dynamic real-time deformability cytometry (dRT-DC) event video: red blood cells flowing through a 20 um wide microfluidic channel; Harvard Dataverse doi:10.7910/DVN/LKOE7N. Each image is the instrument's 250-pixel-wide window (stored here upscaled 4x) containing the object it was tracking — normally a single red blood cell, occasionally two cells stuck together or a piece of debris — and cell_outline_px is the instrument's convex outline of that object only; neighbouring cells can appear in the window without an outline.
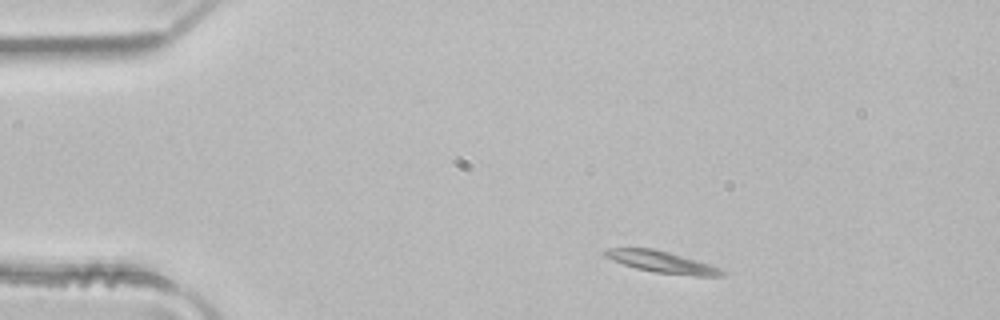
{"species": "common noctule bat (a hibernating species)", "species_latin": "Nyctalus noctula", "temperature_condition": "room temperature", "stored_images_in_passage": 3, "camera_frame_rate_fps": 3000, "um_per_image_px": 0.085, "animal": {"sex": "male", "body_mass_g": 21.5, "forearm_length_mm": 52.0}, "frame": {"image": 1, "passage_image": 1, "time_ms": 0.0, "image_size_px": [1000, 320], "cell_outline_px": [[724, 276], [696, 276], [656, 272], [636, 268], [612, 260], [604, 256], [604, 248], [652, 248], [668, 252], [708, 264], [720, 268], [724, 272]], "centroid_in_image_um": [56.22, 22.26], "position_along_channel_um": 28.8, "area_um2": 14.39}}
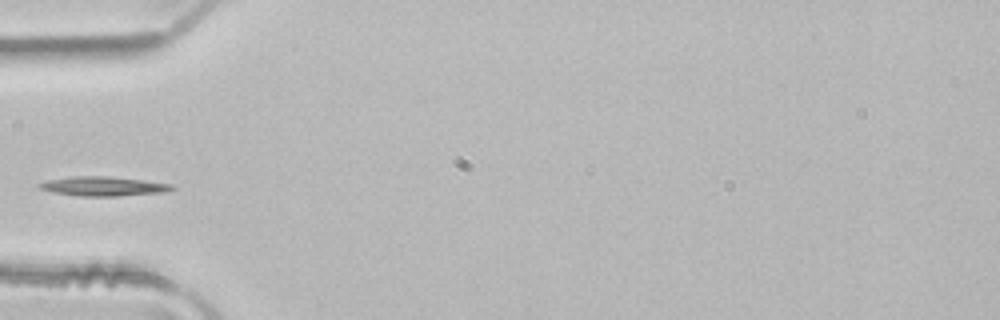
{"frame": {"image": 2, "passage_image": 3, "time_ms": 0.667, "image_size_px": [1000, 320], "cell_outline_px": [[176, 188], [168, 192], [116, 196], [76, 196], [52, 192], [40, 188], [36, 184], [48, 180], [72, 176], [112, 176], [144, 180], [172, 184]], "centroid_in_image_um": [8.81, 15.83], "position_along_channel_um": 76.2, "area_um2": 15.14}}